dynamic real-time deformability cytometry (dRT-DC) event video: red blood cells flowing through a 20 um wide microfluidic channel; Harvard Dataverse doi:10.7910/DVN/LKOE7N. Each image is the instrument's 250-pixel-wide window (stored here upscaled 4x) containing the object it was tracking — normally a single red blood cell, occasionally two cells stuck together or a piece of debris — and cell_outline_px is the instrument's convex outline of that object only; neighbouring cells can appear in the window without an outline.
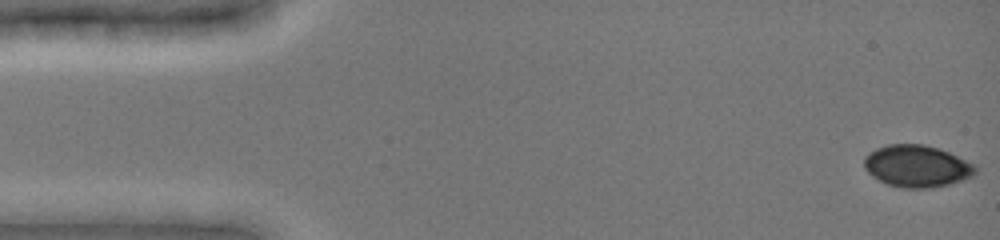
{"species": "common noctule bat (a hibernating species)", "species_latin": "Nyctalus noctula", "temperature_condition": "cold", "stored_images_in_passage": 25, "camera_frame_rate_fps": 3000, "um_per_image_px": 0.085, "animal": {"sex": "female", "body_mass_g": 19.0, "forearm_length_mm": 51.5}, "frame": {"image": 1, "passage_image": 1, "time_ms": 0.0, "image_size_px": [1000, 240], "cell_outline_px": [[976, 172], [972, 176], [964, 180], [932, 188], [904, 188], [888, 184], [872, 176], [864, 168], [864, 156], [868, 152], [876, 148], [888, 144], [924, 144], [948, 152], [976, 164]], "centroid_in_image_um": [77.93, 14.12], "position_along_channel_um": 7.1, "area_um2": 27.28}}
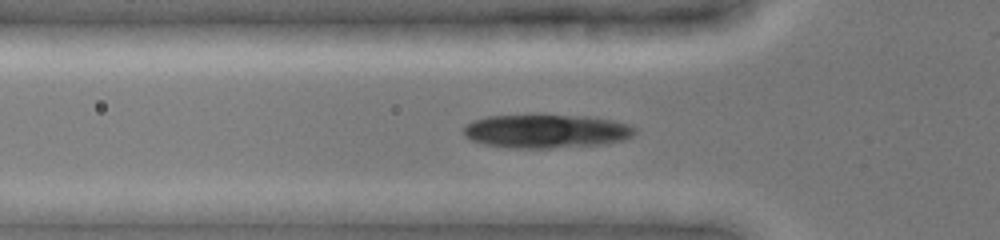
{"frame": {"image": 2, "passage_image": 10, "time_ms": 5.0, "image_size_px": [1000, 240], "cell_outline_px": [[636, 132], [632, 136], [624, 140], [600, 144], [552, 148], [508, 148], [484, 144], [472, 140], [464, 136], [464, 124], [472, 120], [488, 116], [544, 112], [588, 116], [612, 120], [628, 124], [636, 128]], "centroid_in_image_um": [46.39, 11.1], "position_along_channel_um": 79.4, "area_um2": 34.85}}
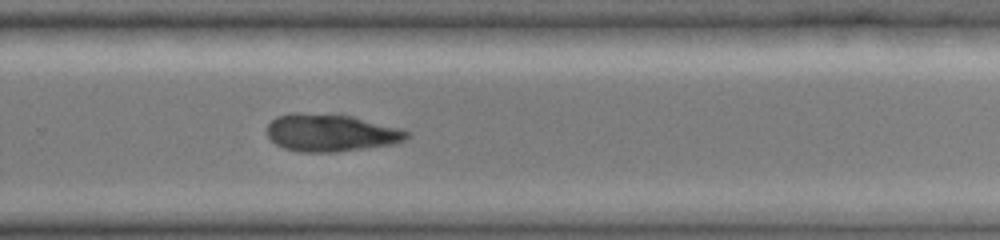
{"frame": {"image": 3, "passage_image": 24, "time_ms": 10.667, "image_size_px": [1000, 240], "cell_outline_px": [[408, 136], [404, 140], [392, 144], [336, 152], [300, 152], [284, 148], [276, 144], [268, 136], [268, 124], [276, 116], [292, 112], [336, 112], [404, 128], [408, 132]], "centroid_in_image_um": [28.13, 11.24], "position_along_channel_um": 301.7, "area_um2": 31.15}}